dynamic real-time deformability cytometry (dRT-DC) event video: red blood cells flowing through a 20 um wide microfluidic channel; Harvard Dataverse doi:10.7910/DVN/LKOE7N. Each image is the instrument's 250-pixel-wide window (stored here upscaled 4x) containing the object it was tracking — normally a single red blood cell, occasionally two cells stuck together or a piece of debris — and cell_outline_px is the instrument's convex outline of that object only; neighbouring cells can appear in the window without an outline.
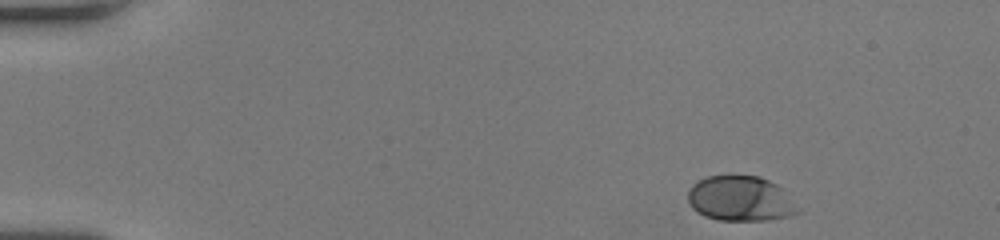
{"species": "human", "species_latin": "Homo sapiens", "temperature_condition": "room temperature", "stored_images_in_passage": 46, "camera_frame_rate_fps": 3000, "um_per_image_px": 0.085, "donor": {"sex": "female"}, "frame": {"image": 1, "passage_image": 1, "time_ms": 0.0, "image_size_px": [1000, 240], "cell_outline_px": [[800, 212], [788, 216], [768, 220], [716, 220], [704, 216], [696, 212], [692, 208], [688, 200], [688, 188], [696, 180], [708, 176], [760, 176], [776, 184], [780, 188]], "centroid_in_image_um": [62.85, 16.89], "position_along_channel_um": 22.1, "area_um2": 28.67}}
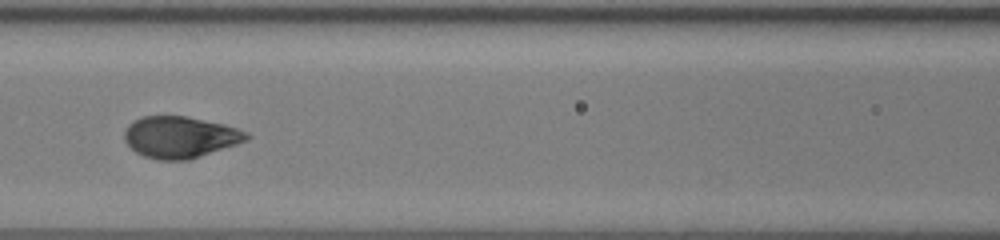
{"frame": {"image": 2, "passage_image": 19, "time_ms": 6.0, "image_size_px": [1000, 240], "cell_outline_px": [[252, 136], [248, 140], [188, 160], [160, 160], [144, 156], [136, 152], [124, 140], [124, 132], [128, 124], [140, 116], [184, 116], [224, 124], [248, 132]], "centroid_in_image_um": [15.3, 11.65], "position_along_channel_um": 151.3, "area_um2": 29.48}}
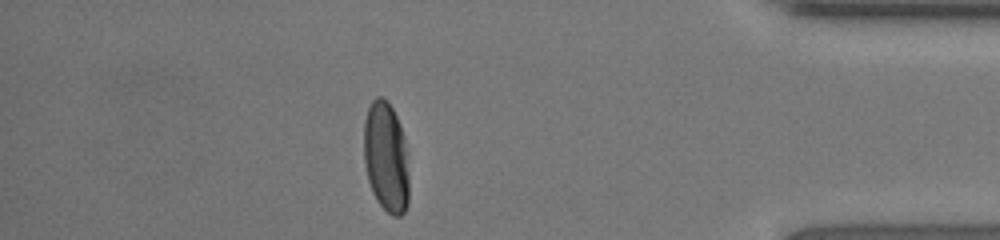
{"frame": {"image": 3, "passage_image": 40, "time_ms": 13.0, "image_size_px": [1000, 240], "cell_outline_px": [[408, 204], [404, 212], [400, 216], [392, 216], [376, 200], [372, 192], [368, 180], [364, 164], [364, 120], [368, 108], [372, 100], [376, 96], [384, 96], [388, 100], [400, 124], [404, 136], [408, 152]], "centroid_in_image_um": [32.82, 13.33], "position_along_channel_um": 402.4, "area_um2": 29.59}, "authors_computed_cell_mechanics": {"area_um2": 29.5647, "velocity_mm_per_s": 4.0765, "shape_relaxation_time_tau1_ms": 2.6371, "shape_relaxation_time_tau2_ms": null, "deformation_change_tau1": 0.1685, "deformation_change_tau2": null}}